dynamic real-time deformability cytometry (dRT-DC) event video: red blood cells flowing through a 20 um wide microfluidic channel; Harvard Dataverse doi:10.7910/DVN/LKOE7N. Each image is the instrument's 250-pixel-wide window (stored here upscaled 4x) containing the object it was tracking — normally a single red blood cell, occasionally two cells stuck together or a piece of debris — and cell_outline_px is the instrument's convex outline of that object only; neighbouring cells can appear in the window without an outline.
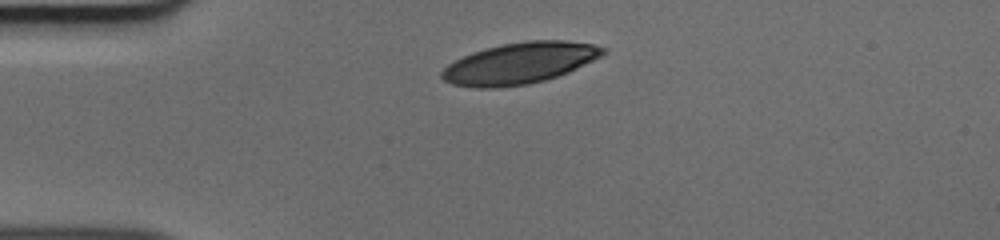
{"species": "human", "species_latin": "Homo sapiens", "temperature_condition": "cold", "stored_images_in_passage": 39, "camera_frame_rate_fps": 3000, "um_per_image_px": 0.085, "donor": {"sex": "male"}, "frame": {"image": 1, "passage_image": 1, "time_ms": 0.0, "image_size_px": [1000, 240], "cell_outline_px": [[608, 52], [568, 72], [544, 80], [528, 84], [496, 88], [480, 88], [452, 84], [444, 80], [440, 76], [440, 72], [448, 64], [472, 52], [484, 48], [504, 44], [528, 40], [564, 40], [592, 44], [604, 48]], "centroid_in_image_um": [44.14, 5.37], "position_along_channel_um": 40.9, "area_um2": 38.44}}
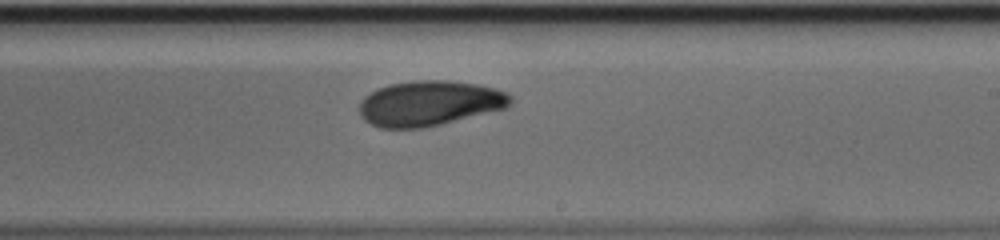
{"frame": {"image": 2, "passage_image": 19, "time_ms": 6.0, "image_size_px": [1000, 240], "cell_outline_px": [[512, 104], [504, 108], [424, 128], [380, 128], [364, 120], [360, 116], [360, 100], [364, 96], [376, 88], [388, 84], [416, 80], [448, 80], [476, 84], [508, 92], [512, 96]], "centroid_in_image_um": [36.47, 8.77], "position_along_channel_um": 252.5, "area_um2": 39.77}}
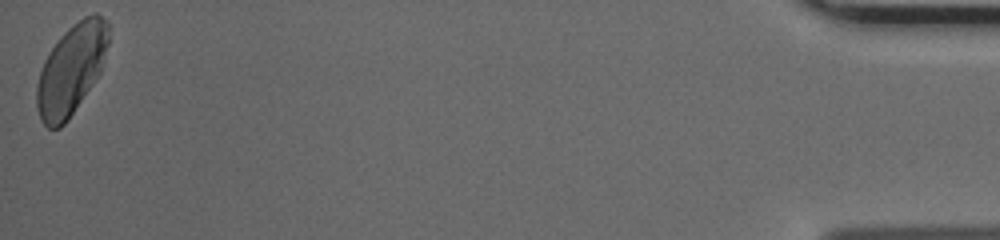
{"frame": {"image": 3, "passage_image": 39, "time_ms": 12.667, "image_size_px": [1000, 240], "cell_outline_px": [[108, 44], [100, 72], [68, 120], [60, 128], [48, 128], [40, 120], [36, 108], [36, 84], [44, 60], [48, 52], [60, 36], [68, 28], [84, 16], [96, 12], [108, 20]], "centroid_in_image_um": [6.04, 5.9], "position_along_channel_um": 429.2, "area_um2": 37.69}}